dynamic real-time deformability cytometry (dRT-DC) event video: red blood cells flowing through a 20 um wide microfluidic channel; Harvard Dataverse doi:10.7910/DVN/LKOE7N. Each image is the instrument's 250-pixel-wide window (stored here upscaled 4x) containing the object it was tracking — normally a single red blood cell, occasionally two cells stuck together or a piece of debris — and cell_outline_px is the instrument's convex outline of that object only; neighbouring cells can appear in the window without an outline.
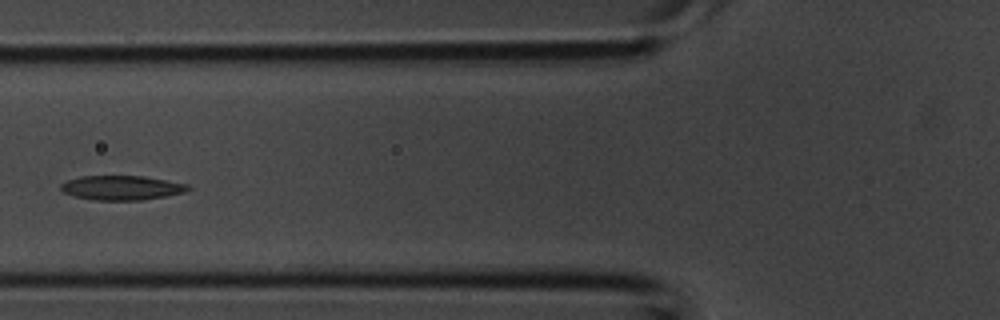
{"species": "common noctule bat (a hibernating species)", "species_latin": "Nyctalus noctula", "temperature_condition": "room temperature", "stored_images_in_passage": 3, "camera_frame_rate_fps": 3000, "um_per_image_px": 0.085, "animal": {"sex": "male", "body_mass_g": 20.1, "forearm_length_mm": 53.5}, "frame": {"image": 1, "passage_image": 3, "time_ms": 0.667, "image_size_px": [1000, 320], "cell_outline_px": [[192, 188], [184, 192], [168, 196], [140, 200], [92, 200], [72, 196], [64, 192], [60, 188], [60, 184], [68, 180], [80, 176], [144, 176], [188, 184]], "centroid_in_image_um": [10.34, 15.96], "position_along_channel_um": 115.5, "area_um2": 18.21}}